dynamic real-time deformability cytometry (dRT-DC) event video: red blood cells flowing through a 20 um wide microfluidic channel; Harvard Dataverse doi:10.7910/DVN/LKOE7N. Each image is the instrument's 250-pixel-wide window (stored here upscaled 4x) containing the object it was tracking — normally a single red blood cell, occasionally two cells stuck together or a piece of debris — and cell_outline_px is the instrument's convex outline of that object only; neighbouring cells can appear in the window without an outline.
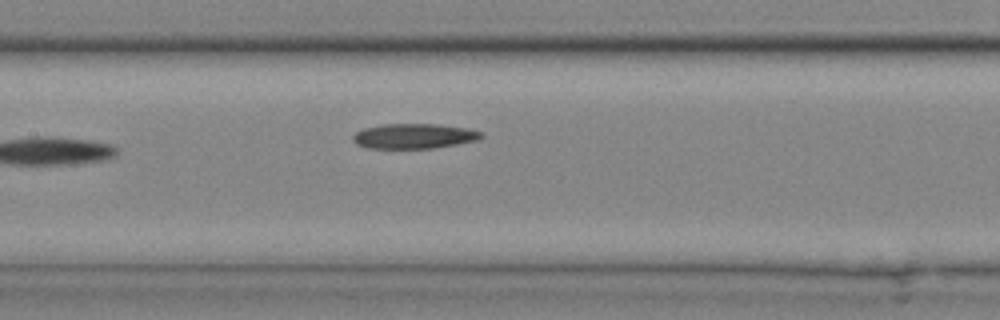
{"species": "common noctule bat (a hibernating species)", "species_latin": "Nyctalus noctula", "temperature_condition": "cold", "stored_images_in_passage": 15, "camera_frame_rate_fps": 3000, "um_per_image_px": 0.085, "animal": {"sex": "male", "body_mass_g": 20.4}, "frame": {"image": 1, "passage_image": 15, "time_ms": 4.667, "image_size_px": [1000, 320], "cell_outline_px": [[484, 136], [480, 140], [432, 148], [368, 148], [356, 144], [352, 140], [352, 136], [356, 132], [364, 128], [384, 124], [436, 124], [468, 128], [484, 132]], "centroid_in_image_um": [35.22, 11.56], "position_along_channel_um": 172.2, "area_um2": 18.79}}